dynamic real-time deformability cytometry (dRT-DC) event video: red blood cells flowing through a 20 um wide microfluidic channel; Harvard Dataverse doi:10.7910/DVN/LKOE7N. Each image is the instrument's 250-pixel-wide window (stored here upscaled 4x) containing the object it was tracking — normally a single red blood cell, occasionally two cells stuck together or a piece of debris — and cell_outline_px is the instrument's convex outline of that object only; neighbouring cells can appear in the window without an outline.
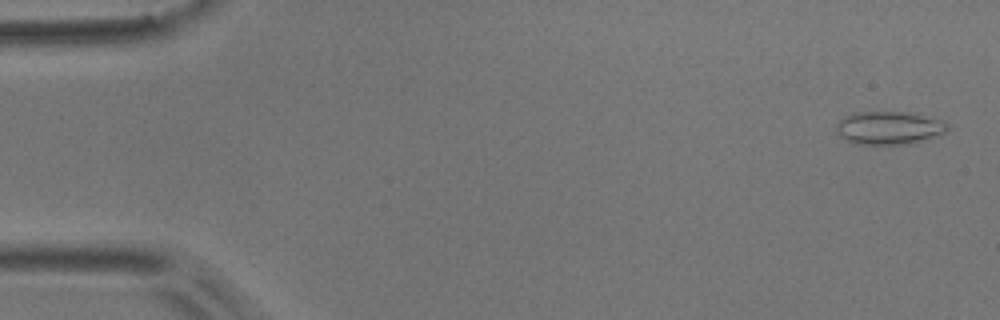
{"species": "common noctule bat (a hibernating species)", "species_latin": "Nyctalus noctula", "temperature_condition": "room temperature", "stored_images_in_passage": 5, "camera_frame_rate_fps": 3000, "um_per_image_px": 0.085, "animal": {"sex": "male", "body_mass_g": 17.9}, "frame": {"image": 1, "passage_image": 1, "time_ms": 0.0, "image_size_px": [1000, 320], "cell_outline_px": [[948, 132], [928, 140], [912, 144], [856, 144], [840, 136], [836, 132], [836, 124], [844, 116], [856, 112], [916, 112], [944, 120], [948, 124]], "centroid_in_image_um": [75.65, 10.86], "position_along_channel_um": 9.3, "area_um2": 22.02}}